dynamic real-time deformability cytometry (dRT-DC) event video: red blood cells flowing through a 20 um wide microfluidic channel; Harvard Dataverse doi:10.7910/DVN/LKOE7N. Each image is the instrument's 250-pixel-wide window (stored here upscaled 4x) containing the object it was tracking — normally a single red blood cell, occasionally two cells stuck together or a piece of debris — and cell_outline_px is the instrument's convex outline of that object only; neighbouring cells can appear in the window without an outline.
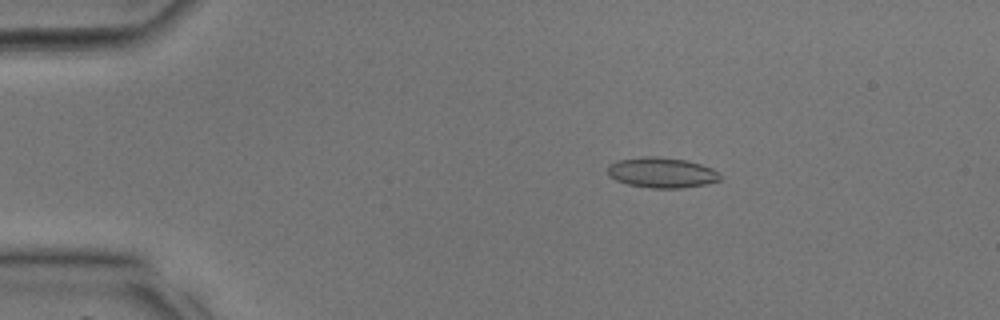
{"species": "common noctule bat (a hibernating species)", "species_latin": "Nyctalus noctula", "temperature_condition": "room temperature", "stored_images_in_passage": 33, "camera_frame_rate_fps": 3000, "um_per_image_px": 0.085, "animal": {"sex": "male", "body_mass_g": 17.9, "forearm_length_mm": 54.2}, "frame": {"image": 1, "passage_image": 3, "time_ms": 0.667, "image_size_px": [1000, 320], "cell_outline_px": [[720, 180], [704, 184], [680, 188], [652, 188], [628, 184], [616, 180], [608, 176], [608, 164], [620, 160], [640, 156], [656, 156], [684, 160], [700, 164], [712, 168], [720, 176]], "centroid_in_image_um": [56.2, 14.66], "position_along_channel_um": 28.8, "area_um2": 19.71}}
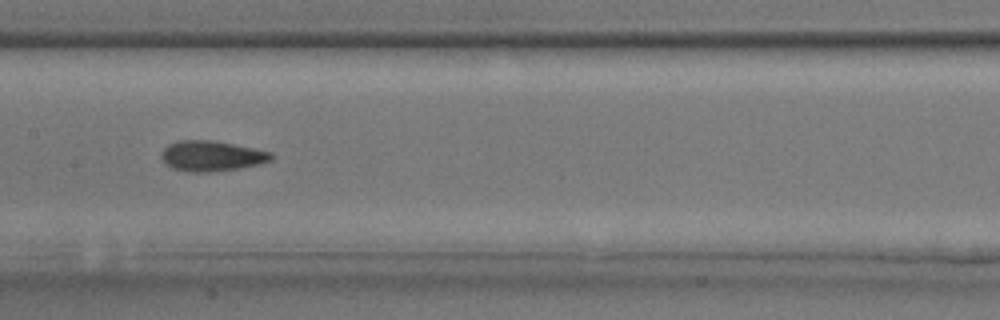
{"frame": {"image": 2, "passage_image": 15, "time_ms": 4.667, "image_size_px": [1000, 320], "cell_outline_px": [[272, 160], [260, 164], [240, 168], [208, 172], [192, 172], [172, 168], [160, 156], [160, 152], [168, 144], [176, 140], [216, 140], [272, 152]], "centroid_in_image_um": [17.99, 13.24], "position_along_channel_um": 189.4, "area_um2": 19.54}}
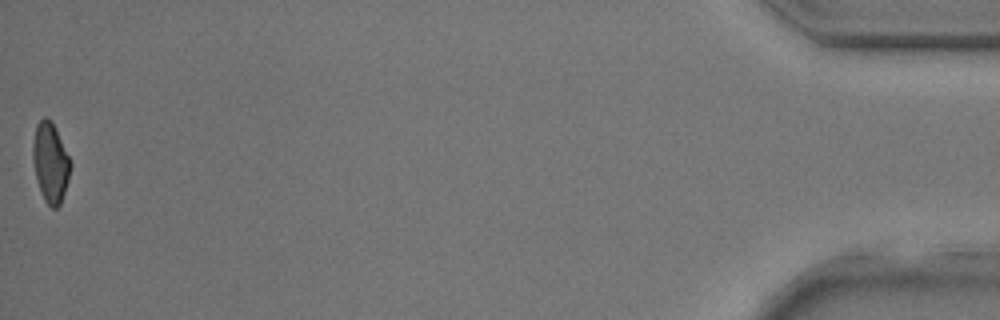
{"frame": {"image": 3, "passage_image": 33, "time_ms": 10.667, "image_size_px": [1000, 320], "cell_outline_px": [[72, 164], [68, 180], [60, 204], [56, 208], [52, 208], [44, 200], [36, 180], [32, 160], [32, 144], [36, 124], [44, 116], [52, 120], [56, 128]], "centroid_in_image_um": [4.27, 13.78], "position_along_channel_um": 430.9, "area_um2": 17.63}}